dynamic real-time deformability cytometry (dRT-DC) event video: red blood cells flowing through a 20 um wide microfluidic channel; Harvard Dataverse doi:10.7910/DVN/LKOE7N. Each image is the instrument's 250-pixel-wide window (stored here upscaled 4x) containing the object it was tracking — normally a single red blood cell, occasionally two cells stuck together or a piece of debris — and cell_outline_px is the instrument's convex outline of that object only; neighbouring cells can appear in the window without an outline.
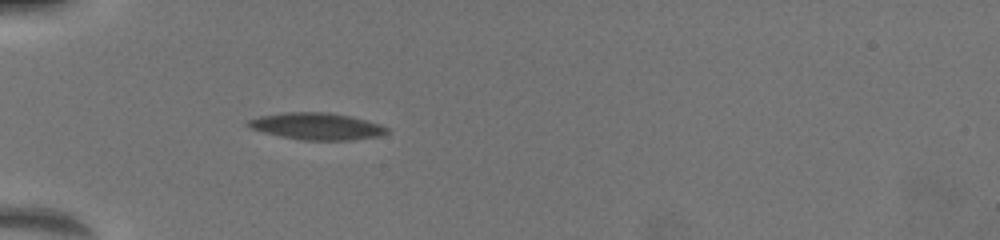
{"species": "common noctule bat (a hibernating species)", "species_latin": "Nyctalus noctula", "temperature_condition": "warm", "stored_images_in_passage": 28, "camera_frame_rate_fps": 3000, "um_per_image_px": 0.085, "animal": {"sex": "female", "body_mass_g": 19.5, "forearm_length_mm": 54.1}, "frame": {"image": 1, "passage_image": 1, "time_ms": 0.0, "image_size_px": [1000, 240], "cell_outline_px": [[388, 132], [376, 136], [344, 140], [300, 140], [252, 128], [248, 124], [248, 120], [260, 116], [292, 112], [328, 112], [348, 116], [364, 120], [388, 128]], "centroid_in_image_um": [26.93, 10.73], "position_along_channel_um": 58.1, "area_um2": 20.81}}
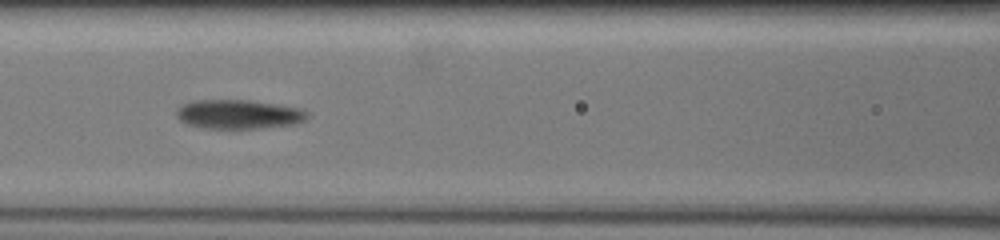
{"frame": {"image": 2, "passage_image": 20, "time_ms": 2.667, "image_size_px": [1000, 240], "cell_outline_px": [[308, 116], [304, 120], [292, 124], [236, 132], [204, 128], [188, 124], [180, 120], [180, 108], [184, 104], [200, 100], [248, 100], [296, 108], [304, 112]], "centroid_in_image_um": [20.27, 9.77], "position_along_channel_um": 146.3, "area_um2": 22.2}}
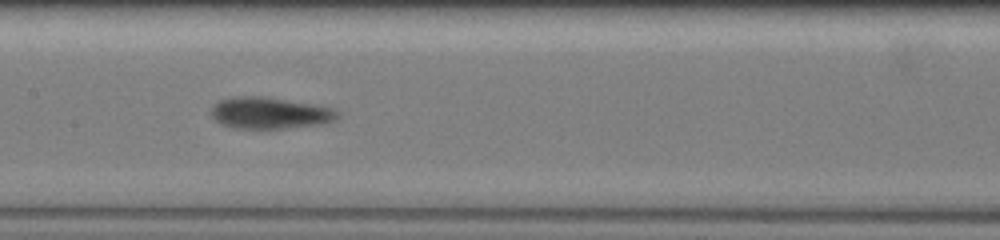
{"frame": {"image": 3, "passage_image": 27, "time_ms": 3.667, "image_size_px": [1000, 240], "cell_outline_px": [[336, 116], [332, 120], [324, 124], [288, 128], [232, 128], [216, 120], [212, 112], [212, 108], [220, 100], [236, 96], [260, 96], [328, 108], [336, 112]], "centroid_in_image_um": [22.86, 9.62], "position_along_channel_um": 184.5, "area_um2": 22.25}}